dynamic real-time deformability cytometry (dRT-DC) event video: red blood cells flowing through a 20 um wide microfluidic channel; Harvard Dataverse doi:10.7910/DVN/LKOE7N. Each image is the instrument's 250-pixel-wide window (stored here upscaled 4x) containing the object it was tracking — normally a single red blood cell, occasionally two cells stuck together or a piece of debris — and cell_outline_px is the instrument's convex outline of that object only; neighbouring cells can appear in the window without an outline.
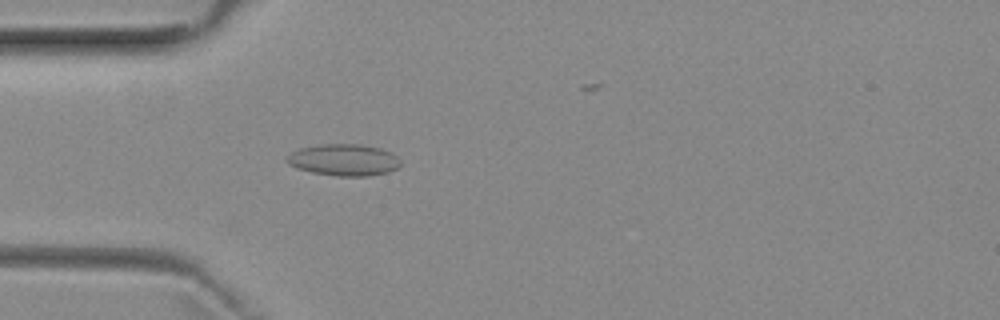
{"species": "common noctule bat (a hibernating species)", "species_latin": "Nyctalus noctula", "temperature_condition": "room temperature", "stored_images_in_passage": 34, "camera_frame_rate_fps": 3000, "um_per_image_px": 0.085, "animal": {"sex": "female", "body_mass_g": 29.2, "forearm_length_mm": 56.3}, "frame": {"image": 1, "passage_image": 14, "time_ms": 4.333, "image_size_px": [1000, 320], "cell_outline_px": [[400, 164], [396, 168], [388, 172], [368, 176], [336, 176], [312, 172], [296, 168], [288, 164], [284, 160], [284, 156], [300, 148], [324, 144], [360, 144], [380, 148], [392, 152], [400, 160]], "centroid_in_image_um": [29.19, 13.59], "position_along_channel_um": 55.8, "area_um2": 21.1}}
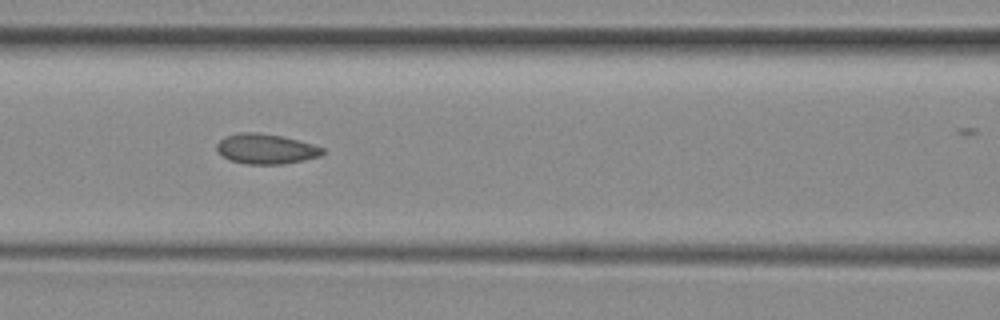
{"frame": {"image": 2, "passage_image": 21, "time_ms": 6.667, "image_size_px": [1000, 320], "cell_outline_px": [[324, 152], [320, 156], [304, 160], [284, 164], [244, 164], [228, 160], [216, 148], [216, 144], [224, 136], [240, 132], [256, 132], [280, 136], [312, 144], [324, 148]], "centroid_in_image_um": [22.58, 12.66], "position_along_channel_um": 144.0, "area_um2": 18.5}}
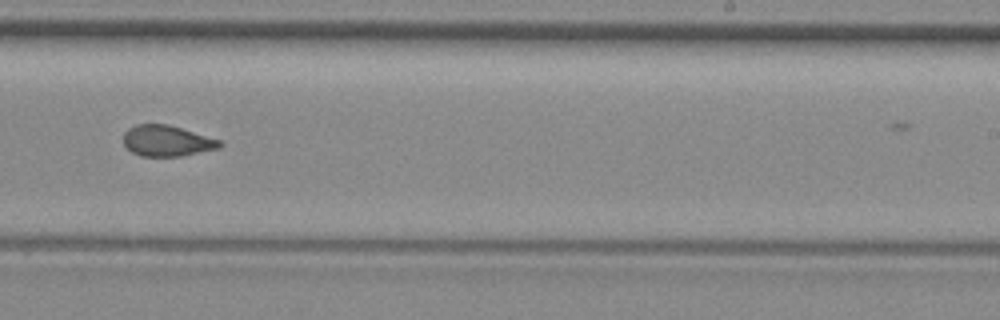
{"frame": {"image": 3, "passage_image": 31, "time_ms": 10.0, "image_size_px": [1000, 320], "cell_outline_px": [[224, 144], [220, 148], [180, 156], [140, 156], [132, 152], [124, 144], [124, 132], [128, 128], [136, 124], [168, 124], [220, 140]], "centroid_in_image_um": [14.18, 11.97], "position_along_channel_um": 274.8, "area_um2": 17.28}}